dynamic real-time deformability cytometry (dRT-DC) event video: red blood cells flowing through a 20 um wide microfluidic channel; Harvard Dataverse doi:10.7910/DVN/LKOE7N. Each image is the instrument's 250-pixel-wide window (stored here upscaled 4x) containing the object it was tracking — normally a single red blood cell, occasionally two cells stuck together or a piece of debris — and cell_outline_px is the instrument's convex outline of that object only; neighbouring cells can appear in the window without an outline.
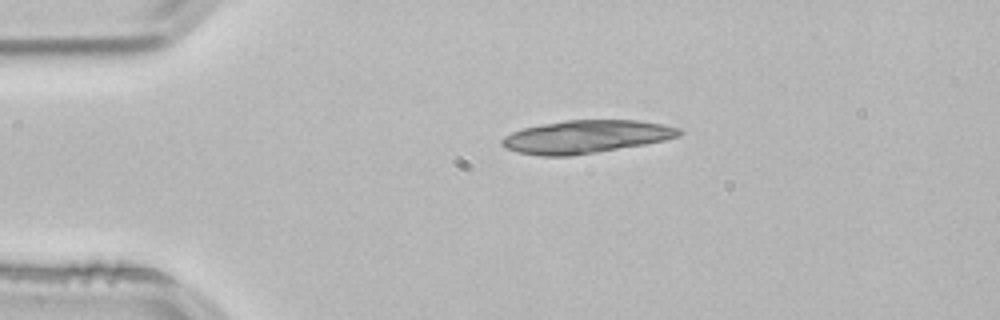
{"species": "common noctule bat (a hibernating species)", "species_latin": "Nyctalus noctula", "temperature_condition": "room temperature", "stored_images_in_passage": 19, "camera_frame_rate_fps": 3000, "um_per_image_px": 0.085, "animal": {"sex": "male", "body_mass_g": 21.5, "forearm_length_mm": 52.0}, "frame": {"image": 1, "passage_image": 1, "time_ms": 0.0, "image_size_px": [1000, 320], "cell_outline_px": [[684, 132], [680, 136], [664, 140], [644, 144], [572, 156], [540, 156], [516, 152], [500, 144], [500, 140], [504, 136], [512, 132], [524, 128], [564, 120], [636, 120], [664, 124], [680, 128]], "centroid_in_image_um": [49.82, 11.62], "position_along_channel_um": 35.2, "area_um2": 33.99}}